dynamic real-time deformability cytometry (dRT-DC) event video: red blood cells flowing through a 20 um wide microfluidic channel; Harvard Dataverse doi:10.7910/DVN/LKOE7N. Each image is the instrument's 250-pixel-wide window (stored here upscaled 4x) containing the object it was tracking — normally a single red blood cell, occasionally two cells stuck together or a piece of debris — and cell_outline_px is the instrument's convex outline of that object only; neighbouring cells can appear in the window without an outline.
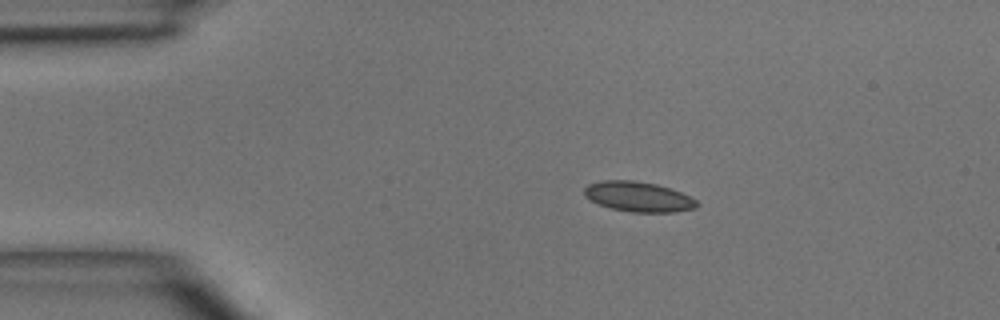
{"species": "common noctule bat (a hibernating species)", "species_latin": "Nyctalus noctula", "temperature_condition": "room temperature", "stored_images_in_passage": 3, "camera_frame_rate_fps": 3000, "um_per_image_px": 0.085, "animal": {"sex": "male", "body_mass_g": 15.6}, "frame": {"image": 1, "passage_image": 2, "time_ms": 1.0, "image_size_px": [1000, 320], "cell_outline_px": [[700, 204], [696, 208], [676, 212], [632, 212], [612, 208], [600, 204], [584, 196], [584, 188], [588, 184], [604, 180], [632, 180], [656, 184], [692, 196]], "centroid_in_image_um": [54.3, 16.72], "position_along_channel_um": 30.7, "area_um2": 19.65}}
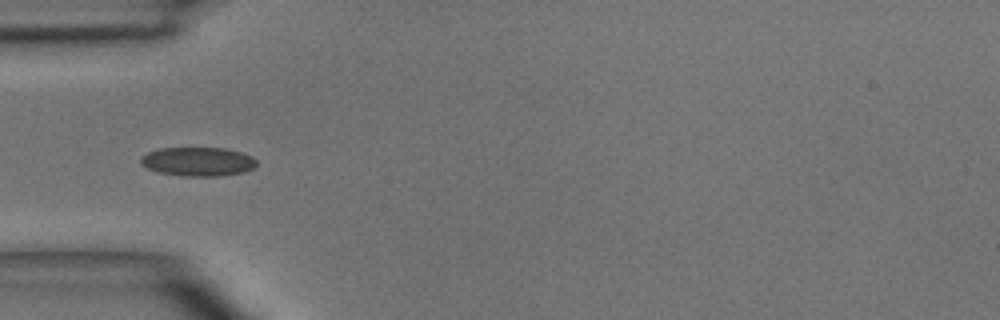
{"frame": {"image": 2, "passage_image": 3, "time_ms": 3.0, "image_size_px": [1000, 320], "cell_outline_px": [[256, 164], [252, 168], [244, 172], [220, 176], [184, 176], [156, 172], [140, 164], [140, 156], [148, 152], [160, 148], [224, 148], [240, 152], [252, 156], [256, 160]], "centroid_in_image_um": [16.79, 13.74], "position_along_channel_um": 68.2, "area_um2": 19.59}}